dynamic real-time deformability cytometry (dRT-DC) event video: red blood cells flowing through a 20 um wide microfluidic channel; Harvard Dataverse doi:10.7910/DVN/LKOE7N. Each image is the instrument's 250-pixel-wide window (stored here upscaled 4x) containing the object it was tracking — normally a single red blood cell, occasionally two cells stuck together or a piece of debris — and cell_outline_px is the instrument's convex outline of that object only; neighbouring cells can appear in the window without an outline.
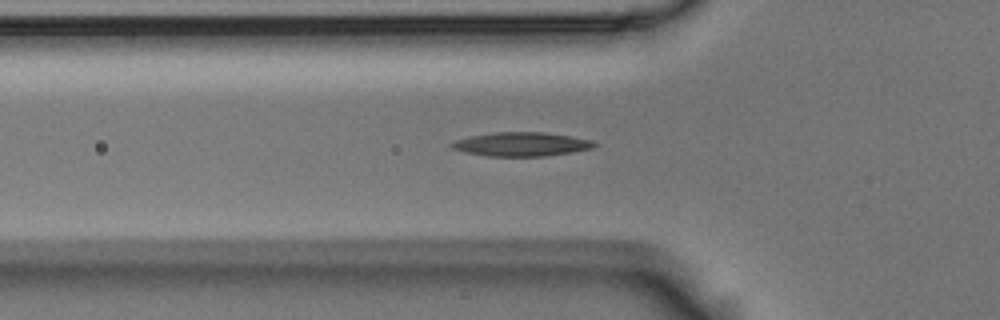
{"species": "Egyptian fruit bat (a non-hibernating species)", "species_latin": "Rousettus aegyptiacus", "temperature_condition": "room temperature", "stored_images_in_passage": 39, "camera_frame_rate_fps": 3000, "um_per_image_px": 0.085, "animal": {"sex": "male"}, "frame": {"image": 1, "passage_image": 6, "time_ms": 1.667, "image_size_px": [1000, 320], "cell_outline_px": [[600, 144], [592, 148], [544, 156], [488, 156], [464, 152], [452, 148], [448, 144], [456, 140], [468, 136], [496, 132], [544, 132], [592, 140]], "centroid_in_image_um": [44.28, 12.25], "position_along_channel_um": 81.5, "area_um2": 19.77}}
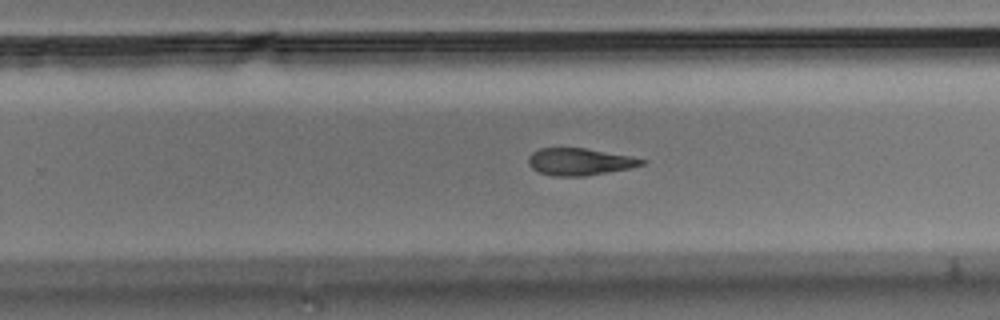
{"frame": {"image": 2, "passage_image": 22, "time_ms": 7.0, "image_size_px": [1000, 320], "cell_outline_px": [[648, 160], [644, 164], [632, 168], [584, 176], [552, 176], [540, 172], [532, 168], [528, 164], [528, 156], [532, 152], [540, 148], [584, 148], [628, 156]], "centroid_in_image_um": [49.25, 13.75], "position_along_channel_um": 280.5, "area_um2": 17.8}}
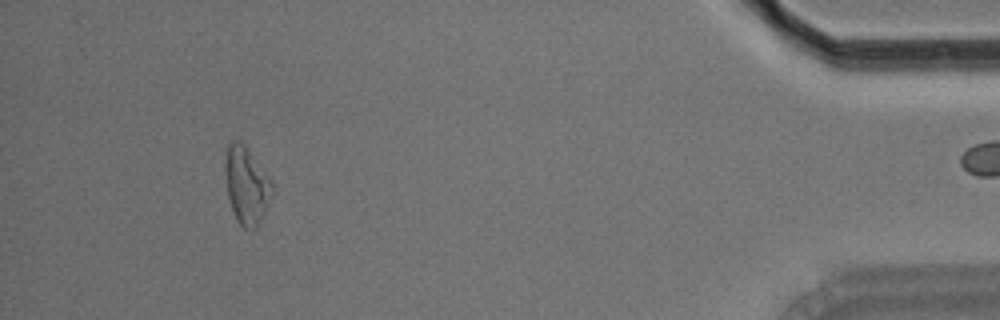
{"frame": {"image": 3, "passage_image": 38, "time_ms": 12.333, "image_size_px": [1000, 320], "cell_outline_px": [[272, 192], [268, 204], [256, 228], [252, 232], [244, 228], [236, 220], [228, 196], [228, 144], [232, 140], [240, 140], [248, 148], [272, 180]], "centroid_in_image_um": [21.01, 15.79], "position_along_channel_um": 414.2, "area_um2": 20.4}}